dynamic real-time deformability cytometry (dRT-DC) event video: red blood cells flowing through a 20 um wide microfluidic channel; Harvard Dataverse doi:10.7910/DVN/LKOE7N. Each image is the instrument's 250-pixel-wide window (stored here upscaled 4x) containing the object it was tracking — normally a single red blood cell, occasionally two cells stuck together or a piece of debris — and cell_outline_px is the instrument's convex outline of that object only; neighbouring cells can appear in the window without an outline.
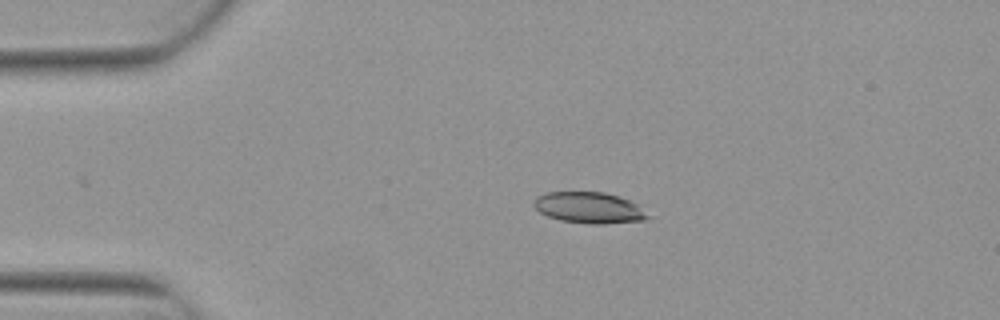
{"species": "Egyptian fruit bat (a non-hibernating species)", "species_latin": "Rousettus aegyptiacus", "temperature_condition": "warm", "stored_images_in_passage": 4, "camera_frame_rate_fps": 3000, "um_per_image_px": 0.085, "animal": {"sex": "female"}, "frame": {"image": 1, "passage_image": 3, "time_ms": 0.667, "image_size_px": [1000, 320], "cell_outline_px": [[652, 216], [644, 220], [604, 224], [592, 224], [560, 220], [548, 216], [540, 212], [532, 204], [536, 196], [548, 192], [604, 192], [620, 196], [636, 204]], "centroid_in_image_um": [50.08, 17.65], "position_along_channel_um": 34.9, "area_um2": 20.69}}